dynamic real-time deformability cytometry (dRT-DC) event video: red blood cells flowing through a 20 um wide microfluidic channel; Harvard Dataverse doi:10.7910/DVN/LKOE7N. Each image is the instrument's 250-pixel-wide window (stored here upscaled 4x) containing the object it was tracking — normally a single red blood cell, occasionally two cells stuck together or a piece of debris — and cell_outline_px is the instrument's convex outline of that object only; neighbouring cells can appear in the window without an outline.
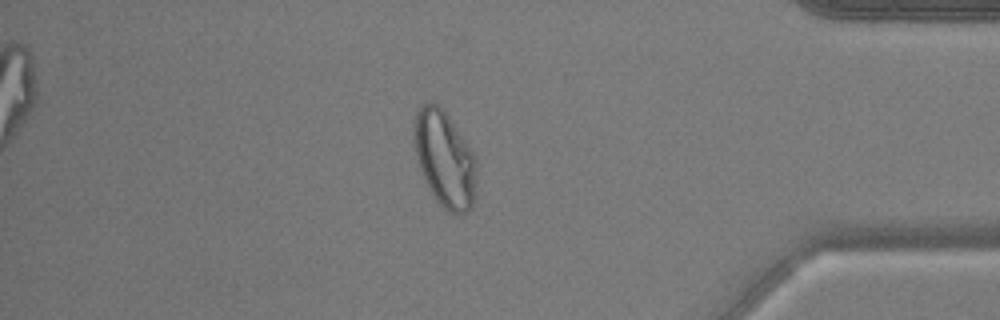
{"species": "common noctule bat (a hibernating species)", "species_latin": "Nyctalus noctula", "temperature_condition": "warm", "stored_images_in_passage": 53, "camera_frame_rate_fps": 3000, "um_per_image_px": 0.085, "animal": {"sex": "male", "body_mass_g": 17.9, "forearm_length_mm": 54.2}, "frame": {"image": 1, "passage_image": 46, "time_ms": 15.0, "image_size_px": [1000, 320], "cell_outline_px": [[476, 196], [472, 208], [468, 212], [448, 212], [436, 200], [420, 168], [416, 156], [412, 124], [416, 112], [420, 104], [436, 104], [448, 116], [476, 156]], "centroid_in_image_um": [37.81, 13.52], "position_along_channel_um": 397.4, "area_um2": 34.8}}
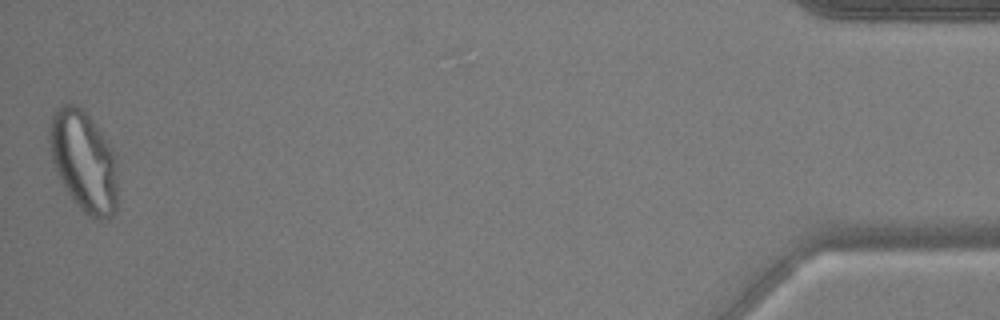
{"frame": {"image": 2, "passage_image": 53, "time_ms": 17.333, "image_size_px": [1000, 320], "cell_outline_px": [[116, 208], [112, 216], [104, 220], [96, 220], [88, 216], [72, 200], [56, 172], [52, 160], [48, 140], [48, 124], [56, 108], [60, 104], [68, 100], [80, 108], [92, 120], [104, 136], [112, 148], [116, 172]], "centroid_in_image_um": [7.07, 13.68], "position_along_channel_um": 428.1, "area_um2": 40.23}}